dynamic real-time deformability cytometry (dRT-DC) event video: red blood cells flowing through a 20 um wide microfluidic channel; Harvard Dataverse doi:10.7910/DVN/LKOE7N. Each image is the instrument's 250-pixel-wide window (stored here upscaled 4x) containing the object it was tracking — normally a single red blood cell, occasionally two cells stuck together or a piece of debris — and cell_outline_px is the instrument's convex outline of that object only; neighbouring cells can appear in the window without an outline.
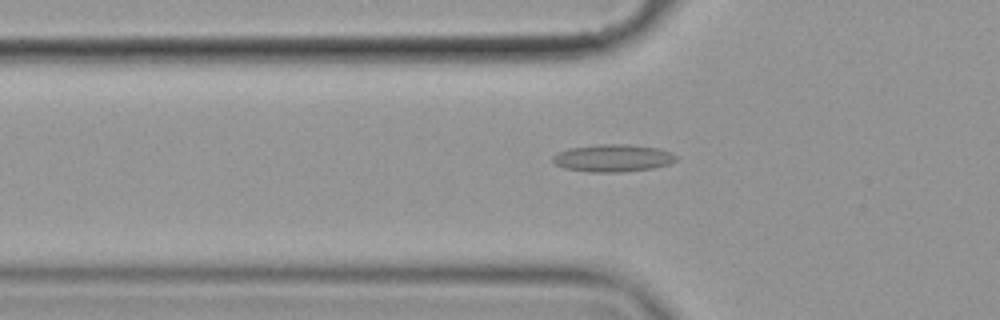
{"species": "common noctule bat (a hibernating species)", "species_latin": "Nyctalus noctula", "temperature_condition": "cold", "stored_images_in_passage": 43, "camera_frame_rate_fps": 3000, "um_per_image_px": 0.085, "animal": {"sex": "female", "body_mass_g": 19.9}, "frame": {"image": 1, "passage_image": 6, "time_ms": 1.667, "image_size_px": [1000, 320], "cell_outline_px": [[676, 160], [668, 164], [652, 168], [620, 172], [588, 172], [564, 168], [556, 164], [552, 160], [552, 156], [560, 152], [572, 148], [600, 144], [628, 144], [660, 148], [676, 156]], "centroid_in_image_um": [52.09, 13.44], "position_along_channel_um": 73.7, "area_um2": 19.48}}
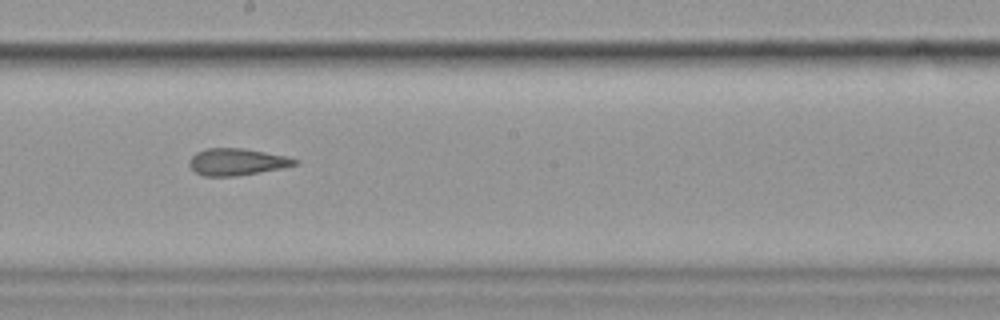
{"frame": {"image": 2, "passage_image": 19, "time_ms": 6.0, "image_size_px": [1000, 320], "cell_outline_px": [[300, 164], [284, 168], [232, 176], [204, 176], [196, 172], [188, 164], [188, 160], [196, 152], [204, 148], [244, 148], [288, 156], [300, 160]], "centroid_in_image_um": [20.17, 13.74], "position_along_channel_um": 228.0, "area_um2": 16.7}}
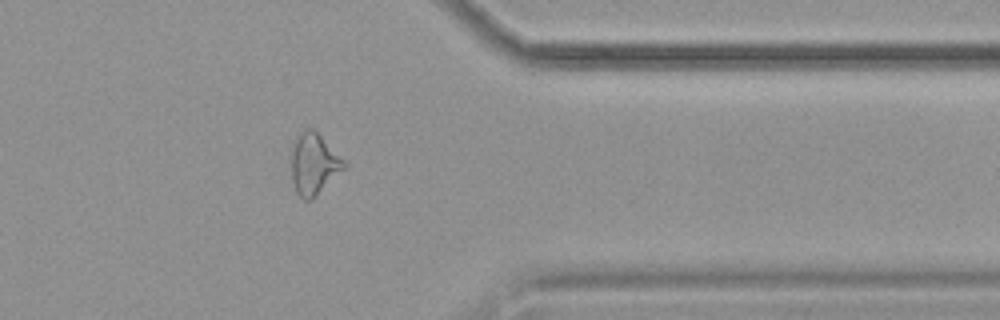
{"frame": {"image": 3, "passage_image": 33, "time_ms": 10.667, "image_size_px": [1000, 320], "cell_outline_px": [[348, 164], [312, 200], [304, 200], [296, 192], [292, 180], [292, 152], [296, 140], [300, 132], [304, 128], [312, 128]], "centroid_in_image_um": [26.67, 13.96], "position_along_channel_um": 384.7, "area_um2": 18.32}, "authors_computed_cell_mechanics": {"area_um2": 17.3978, "velocity_mm_per_s": 3.5591, "shape_relaxation_time_tau1_ms": null, "shape_relaxation_time_tau2_ms": 3.7589, "deformation_change_tau1": null, "deformation_change_tau2": 0.1192}}